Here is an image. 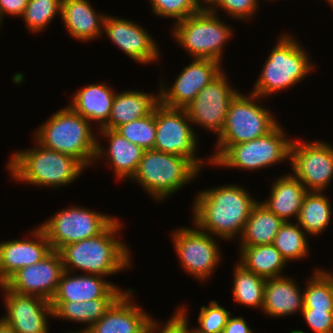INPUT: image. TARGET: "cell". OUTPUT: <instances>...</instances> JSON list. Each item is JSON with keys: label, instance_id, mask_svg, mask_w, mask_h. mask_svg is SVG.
<instances>
[{"label": "cell", "instance_id": "obj_1", "mask_svg": "<svg viewBox=\"0 0 333 333\" xmlns=\"http://www.w3.org/2000/svg\"><path fill=\"white\" fill-rule=\"evenodd\" d=\"M239 185L217 186L197 193L193 204V223L200 230L231 240L241 237L253 206L258 202Z\"/></svg>", "mask_w": 333, "mask_h": 333}, {"label": "cell", "instance_id": "obj_2", "mask_svg": "<svg viewBox=\"0 0 333 333\" xmlns=\"http://www.w3.org/2000/svg\"><path fill=\"white\" fill-rule=\"evenodd\" d=\"M121 226L122 222L116 218L99 235L61 247L58 252L64 270L75 273L79 269L85 274L106 277L129 268L132 263L129 247L116 237Z\"/></svg>", "mask_w": 333, "mask_h": 333}, {"label": "cell", "instance_id": "obj_3", "mask_svg": "<svg viewBox=\"0 0 333 333\" xmlns=\"http://www.w3.org/2000/svg\"><path fill=\"white\" fill-rule=\"evenodd\" d=\"M35 143L37 147L12 153L6 165L11 179L54 189L74 182L86 169L78 159Z\"/></svg>", "mask_w": 333, "mask_h": 333}, {"label": "cell", "instance_id": "obj_4", "mask_svg": "<svg viewBox=\"0 0 333 333\" xmlns=\"http://www.w3.org/2000/svg\"><path fill=\"white\" fill-rule=\"evenodd\" d=\"M34 133V141L78 159L85 167L95 161L98 138L90 122L69 106L56 111Z\"/></svg>", "mask_w": 333, "mask_h": 333}, {"label": "cell", "instance_id": "obj_5", "mask_svg": "<svg viewBox=\"0 0 333 333\" xmlns=\"http://www.w3.org/2000/svg\"><path fill=\"white\" fill-rule=\"evenodd\" d=\"M277 40L250 92L263 99L296 85L315 67L305 48L291 34L285 33Z\"/></svg>", "mask_w": 333, "mask_h": 333}, {"label": "cell", "instance_id": "obj_6", "mask_svg": "<svg viewBox=\"0 0 333 333\" xmlns=\"http://www.w3.org/2000/svg\"><path fill=\"white\" fill-rule=\"evenodd\" d=\"M200 170L186 157L144 150L136 173L131 178L156 201H163L198 177Z\"/></svg>", "mask_w": 333, "mask_h": 333}, {"label": "cell", "instance_id": "obj_7", "mask_svg": "<svg viewBox=\"0 0 333 333\" xmlns=\"http://www.w3.org/2000/svg\"><path fill=\"white\" fill-rule=\"evenodd\" d=\"M239 93L231 101L223 131L217 136L214 154L206 160L212 164L230 145L251 141L269 133L279 122L271 110L261 107L258 95ZM257 101V102H256ZM258 103V104H257Z\"/></svg>", "mask_w": 333, "mask_h": 333}, {"label": "cell", "instance_id": "obj_8", "mask_svg": "<svg viewBox=\"0 0 333 333\" xmlns=\"http://www.w3.org/2000/svg\"><path fill=\"white\" fill-rule=\"evenodd\" d=\"M217 15L216 12L199 11L174 24L172 36L192 59L222 62L223 46L232 38L233 30Z\"/></svg>", "mask_w": 333, "mask_h": 333}, {"label": "cell", "instance_id": "obj_9", "mask_svg": "<svg viewBox=\"0 0 333 333\" xmlns=\"http://www.w3.org/2000/svg\"><path fill=\"white\" fill-rule=\"evenodd\" d=\"M283 130L278 123L263 136L230 145L211 165L256 171L290 160L292 139H288Z\"/></svg>", "mask_w": 333, "mask_h": 333}, {"label": "cell", "instance_id": "obj_10", "mask_svg": "<svg viewBox=\"0 0 333 333\" xmlns=\"http://www.w3.org/2000/svg\"><path fill=\"white\" fill-rule=\"evenodd\" d=\"M116 218L85 207L70 206L52 215L39 227L44 231L52 250L58 251L65 245L99 235Z\"/></svg>", "mask_w": 333, "mask_h": 333}, {"label": "cell", "instance_id": "obj_11", "mask_svg": "<svg viewBox=\"0 0 333 333\" xmlns=\"http://www.w3.org/2000/svg\"><path fill=\"white\" fill-rule=\"evenodd\" d=\"M197 137L185 108L156 107L155 150L184 156L200 170L207 163L195 154Z\"/></svg>", "mask_w": 333, "mask_h": 333}, {"label": "cell", "instance_id": "obj_12", "mask_svg": "<svg viewBox=\"0 0 333 333\" xmlns=\"http://www.w3.org/2000/svg\"><path fill=\"white\" fill-rule=\"evenodd\" d=\"M196 228L182 227L172 232V242L183 269L197 278L206 280L220 263V247L216 239Z\"/></svg>", "mask_w": 333, "mask_h": 333}, {"label": "cell", "instance_id": "obj_13", "mask_svg": "<svg viewBox=\"0 0 333 333\" xmlns=\"http://www.w3.org/2000/svg\"><path fill=\"white\" fill-rule=\"evenodd\" d=\"M289 164L307 191L325 192L333 178V146L325 141L292 140Z\"/></svg>", "mask_w": 333, "mask_h": 333}, {"label": "cell", "instance_id": "obj_14", "mask_svg": "<svg viewBox=\"0 0 333 333\" xmlns=\"http://www.w3.org/2000/svg\"><path fill=\"white\" fill-rule=\"evenodd\" d=\"M225 70L205 86L189 103L185 110L192 125L203 126L207 131L218 134L223 131L231 101L239 93L232 88Z\"/></svg>", "mask_w": 333, "mask_h": 333}, {"label": "cell", "instance_id": "obj_15", "mask_svg": "<svg viewBox=\"0 0 333 333\" xmlns=\"http://www.w3.org/2000/svg\"><path fill=\"white\" fill-rule=\"evenodd\" d=\"M223 71L221 62L193 58L192 63L185 66L176 77L170 89L164 87V83L161 81L160 103L170 108H185L205 86Z\"/></svg>", "mask_w": 333, "mask_h": 333}, {"label": "cell", "instance_id": "obj_16", "mask_svg": "<svg viewBox=\"0 0 333 333\" xmlns=\"http://www.w3.org/2000/svg\"><path fill=\"white\" fill-rule=\"evenodd\" d=\"M64 271L60 253L52 250L40 262L18 270L3 285L16 293L51 301Z\"/></svg>", "mask_w": 333, "mask_h": 333}, {"label": "cell", "instance_id": "obj_17", "mask_svg": "<svg viewBox=\"0 0 333 333\" xmlns=\"http://www.w3.org/2000/svg\"><path fill=\"white\" fill-rule=\"evenodd\" d=\"M7 313L0 317L16 333H49L48 316L53 319L50 301L34 295L19 294L0 285ZM48 325V326H47Z\"/></svg>", "mask_w": 333, "mask_h": 333}, {"label": "cell", "instance_id": "obj_18", "mask_svg": "<svg viewBox=\"0 0 333 333\" xmlns=\"http://www.w3.org/2000/svg\"><path fill=\"white\" fill-rule=\"evenodd\" d=\"M103 31L127 56L137 63L149 64L159 61L158 45L145 28L137 23L106 15Z\"/></svg>", "mask_w": 333, "mask_h": 333}, {"label": "cell", "instance_id": "obj_19", "mask_svg": "<svg viewBox=\"0 0 333 333\" xmlns=\"http://www.w3.org/2000/svg\"><path fill=\"white\" fill-rule=\"evenodd\" d=\"M133 292L127 289L87 333H147L157 321L133 303Z\"/></svg>", "mask_w": 333, "mask_h": 333}, {"label": "cell", "instance_id": "obj_20", "mask_svg": "<svg viewBox=\"0 0 333 333\" xmlns=\"http://www.w3.org/2000/svg\"><path fill=\"white\" fill-rule=\"evenodd\" d=\"M33 240L11 239L0 243V285H3L14 273L23 267L40 262L51 251V245L44 231L33 229Z\"/></svg>", "mask_w": 333, "mask_h": 333}, {"label": "cell", "instance_id": "obj_21", "mask_svg": "<svg viewBox=\"0 0 333 333\" xmlns=\"http://www.w3.org/2000/svg\"><path fill=\"white\" fill-rule=\"evenodd\" d=\"M124 292L125 290L118 288L114 283L105 280L104 276L77 275L64 271L50 302H83L98 298H119Z\"/></svg>", "mask_w": 333, "mask_h": 333}, {"label": "cell", "instance_id": "obj_22", "mask_svg": "<svg viewBox=\"0 0 333 333\" xmlns=\"http://www.w3.org/2000/svg\"><path fill=\"white\" fill-rule=\"evenodd\" d=\"M98 131L101 137H105V140L107 137L109 145L105 150L104 146L102 147L100 142L97 141L95 159L100 160L101 158L102 160L103 157H106L108 165L110 163L118 179H131L136 173L144 150L131 143L114 129H99Z\"/></svg>", "mask_w": 333, "mask_h": 333}, {"label": "cell", "instance_id": "obj_23", "mask_svg": "<svg viewBox=\"0 0 333 333\" xmlns=\"http://www.w3.org/2000/svg\"><path fill=\"white\" fill-rule=\"evenodd\" d=\"M295 280L280 276L266 279L262 311L270 317H281L302 313L304 309L303 290H300ZM299 288V289H298Z\"/></svg>", "mask_w": 333, "mask_h": 333}, {"label": "cell", "instance_id": "obj_24", "mask_svg": "<svg viewBox=\"0 0 333 333\" xmlns=\"http://www.w3.org/2000/svg\"><path fill=\"white\" fill-rule=\"evenodd\" d=\"M70 36L78 41L101 37L106 15L99 14L88 0H62L60 14Z\"/></svg>", "mask_w": 333, "mask_h": 333}, {"label": "cell", "instance_id": "obj_25", "mask_svg": "<svg viewBox=\"0 0 333 333\" xmlns=\"http://www.w3.org/2000/svg\"><path fill=\"white\" fill-rule=\"evenodd\" d=\"M104 83L90 84L77 90L68 106L90 123L95 121L101 129L111 114L116 91Z\"/></svg>", "mask_w": 333, "mask_h": 333}, {"label": "cell", "instance_id": "obj_26", "mask_svg": "<svg viewBox=\"0 0 333 333\" xmlns=\"http://www.w3.org/2000/svg\"><path fill=\"white\" fill-rule=\"evenodd\" d=\"M159 104L160 93L158 96L138 90L116 93L108 122L101 129L116 130L121 125L154 112Z\"/></svg>", "mask_w": 333, "mask_h": 333}, {"label": "cell", "instance_id": "obj_27", "mask_svg": "<svg viewBox=\"0 0 333 333\" xmlns=\"http://www.w3.org/2000/svg\"><path fill=\"white\" fill-rule=\"evenodd\" d=\"M270 192L269 198L261 203L284 222L298 218L307 190L292 173L275 179Z\"/></svg>", "mask_w": 333, "mask_h": 333}, {"label": "cell", "instance_id": "obj_28", "mask_svg": "<svg viewBox=\"0 0 333 333\" xmlns=\"http://www.w3.org/2000/svg\"><path fill=\"white\" fill-rule=\"evenodd\" d=\"M284 221L270 211L263 203L257 202L245 223L240 237V246L273 244L274 238Z\"/></svg>", "mask_w": 333, "mask_h": 333}, {"label": "cell", "instance_id": "obj_29", "mask_svg": "<svg viewBox=\"0 0 333 333\" xmlns=\"http://www.w3.org/2000/svg\"><path fill=\"white\" fill-rule=\"evenodd\" d=\"M240 261L246 270L265 279L283 276L287 261L273 244L240 246Z\"/></svg>", "mask_w": 333, "mask_h": 333}, {"label": "cell", "instance_id": "obj_30", "mask_svg": "<svg viewBox=\"0 0 333 333\" xmlns=\"http://www.w3.org/2000/svg\"><path fill=\"white\" fill-rule=\"evenodd\" d=\"M118 298H98L81 302H50L53 309V317L57 319L70 320L86 323L88 330L95 324L110 308Z\"/></svg>", "mask_w": 333, "mask_h": 333}, {"label": "cell", "instance_id": "obj_31", "mask_svg": "<svg viewBox=\"0 0 333 333\" xmlns=\"http://www.w3.org/2000/svg\"><path fill=\"white\" fill-rule=\"evenodd\" d=\"M322 192L307 191L297 218L299 226L311 236L321 234L331 223V202Z\"/></svg>", "mask_w": 333, "mask_h": 333}, {"label": "cell", "instance_id": "obj_32", "mask_svg": "<svg viewBox=\"0 0 333 333\" xmlns=\"http://www.w3.org/2000/svg\"><path fill=\"white\" fill-rule=\"evenodd\" d=\"M232 294L234 302L262 309L266 279L246 270L241 264L234 268Z\"/></svg>", "mask_w": 333, "mask_h": 333}, {"label": "cell", "instance_id": "obj_33", "mask_svg": "<svg viewBox=\"0 0 333 333\" xmlns=\"http://www.w3.org/2000/svg\"><path fill=\"white\" fill-rule=\"evenodd\" d=\"M304 289V309L333 310V272L317 268Z\"/></svg>", "mask_w": 333, "mask_h": 333}, {"label": "cell", "instance_id": "obj_34", "mask_svg": "<svg viewBox=\"0 0 333 333\" xmlns=\"http://www.w3.org/2000/svg\"><path fill=\"white\" fill-rule=\"evenodd\" d=\"M296 222L286 221L278 230L273 245L287 262L301 260L309 253L308 234Z\"/></svg>", "mask_w": 333, "mask_h": 333}, {"label": "cell", "instance_id": "obj_35", "mask_svg": "<svg viewBox=\"0 0 333 333\" xmlns=\"http://www.w3.org/2000/svg\"><path fill=\"white\" fill-rule=\"evenodd\" d=\"M62 0H28L27 6L21 17L30 32L44 31L47 25L61 14Z\"/></svg>", "mask_w": 333, "mask_h": 333}, {"label": "cell", "instance_id": "obj_36", "mask_svg": "<svg viewBox=\"0 0 333 333\" xmlns=\"http://www.w3.org/2000/svg\"><path fill=\"white\" fill-rule=\"evenodd\" d=\"M116 131L143 150L154 149L156 140V109L145 117L119 126Z\"/></svg>", "mask_w": 333, "mask_h": 333}, {"label": "cell", "instance_id": "obj_37", "mask_svg": "<svg viewBox=\"0 0 333 333\" xmlns=\"http://www.w3.org/2000/svg\"><path fill=\"white\" fill-rule=\"evenodd\" d=\"M231 312L223 308L217 301H209V305L200 307L198 325L194 328L198 333H223Z\"/></svg>", "mask_w": 333, "mask_h": 333}, {"label": "cell", "instance_id": "obj_38", "mask_svg": "<svg viewBox=\"0 0 333 333\" xmlns=\"http://www.w3.org/2000/svg\"><path fill=\"white\" fill-rule=\"evenodd\" d=\"M150 2L154 15L175 18L174 23L199 12L195 0H150Z\"/></svg>", "mask_w": 333, "mask_h": 333}, {"label": "cell", "instance_id": "obj_39", "mask_svg": "<svg viewBox=\"0 0 333 333\" xmlns=\"http://www.w3.org/2000/svg\"><path fill=\"white\" fill-rule=\"evenodd\" d=\"M301 314L314 333H333V310L303 309Z\"/></svg>", "mask_w": 333, "mask_h": 333}, {"label": "cell", "instance_id": "obj_40", "mask_svg": "<svg viewBox=\"0 0 333 333\" xmlns=\"http://www.w3.org/2000/svg\"><path fill=\"white\" fill-rule=\"evenodd\" d=\"M258 6V0H222L218 7L224 10L229 17L245 20L254 17Z\"/></svg>", "mask_w": 333, "mask_h": 333}, {"label": "cell", "instance_id": "obj_41", "mask_svg": "<svg viewBox=\"0 0 333 333\" xmlns=\"http://www.w3.org/2000/svg\"><path fill=\"white\" fill-rule=\"evenodd\" d=\"M28 0H0V17L5 14L21 17L27 6Z\"/></svg>", "mask_w": 333, "mask_h": 333}, {"label": "cell", "instance_id": "obj_42", "mask_svg": "<svg viewBox=\"0 0 333 333\" xmlns=\"http://www.w3.org/2000/svg\"><path fill=\"white\" fill-rule=\"evenodd\" d=\"M185 305L182 307L180 306L178 308V310L175 311V313H173L170 317V319L168 320L180 333H198L196 330L194 329H189L188 326V319H187V314H186V310L184 309Z\"/></svg>", "mask_w": 333, "mask_h": 333}, {"label": "cell", "instance_id": "obj_43", "mask_svg": "<svg viewBox=\"0 0 333 333\" xmlns=\"http://www.w3.org/2000/svg\"><path fill=\"white\" fill-rule=\"evenodd\" d=\"M223 333H253V331L243 317H231L230 315Z\"/></svg>", "mask_w": 333, "mask_h": 333}, {"label": "cell", "instance_id": "obj_44", "mask_svg": "<svg viewBox=\"0 0 333 333\" xmlns=\"http://www.w3.org/2000/svg\"><path fill=\"white\" fill-rule=\"evenodd\" d=\"M222 0H195L196 6L198 8V11H210V12H216L218 11L216 8L219 6ZM206 4V6L202 5V3ZM210 4V5H208Z\"/></svg>", "mask_w": 333, "mask_h": 333}, {"label": "cell", "instance_id": "obj_45", "mask_svg": "<svg viewBox=\"0 0 333 333\" xmlns=\"http://www.w3.org/2000/svg\"><path fill=\"white\" fill-rule=\"evenodd\" d=\"M147 333H180V332L169 321H167L165 325L163 324V327H160L158 322H156V324Z\"/></svg>", "mask_w": 333, "mask_h": 333}, {"label": "cell", "instance_id": "obj_46", "mask_svg": "<svg viewBox=\"0 0 333 333\" xmlns=\"http://www.w3.org/2000/svg\"><path fill=\"white\" fill-rule=\"evenodd\" d=\"M0 333H16L14 329L0 318Z\"/></svg>", "mask_w": 333, "mask_h": 333}, {"label": "cell", "instance_id": "obj_47", "mask_svg": "<svg viewBox=\"0 0 333 333\" xmlns=\"http://www.w3.org/2000/svg\"><path fill=\"white\" fill-rule=\"evenodd\" d=\"M68 333H87V330L84 328L82 331L79 330V331H74V332H68Z\"/></svg>", "mask_w": 333, "mask_h": 333}, {"label": "cell", "instance_id": "obj_48", "mask_svg": "<svg viewBox=\"0 0 333 333\" xmlns=\"http://www.w3.org/2000/svg\"><path fill=\"white\" fill-rule=\"evenodd\" d=\"M328 2V4L331 5V7L333 8V0H326Z\"/></svg>", "mask_w": 333, "mask_h": 333}, {"label": "cell", "instance_id": "obj_49", "mask_svg": "<svg viewBox=\"0 0 333 333\" xmlns=\"http://www.w3.org/2000/svg\"><path fill=\"white\" fill-rule=\"evenodd\" d=\"M2 21H3V19H1V17H0V27H1ZM0 29H1V28H0Z\"/></svg>", "mask_w": 333, "mask_h": 333}]
</instances>
